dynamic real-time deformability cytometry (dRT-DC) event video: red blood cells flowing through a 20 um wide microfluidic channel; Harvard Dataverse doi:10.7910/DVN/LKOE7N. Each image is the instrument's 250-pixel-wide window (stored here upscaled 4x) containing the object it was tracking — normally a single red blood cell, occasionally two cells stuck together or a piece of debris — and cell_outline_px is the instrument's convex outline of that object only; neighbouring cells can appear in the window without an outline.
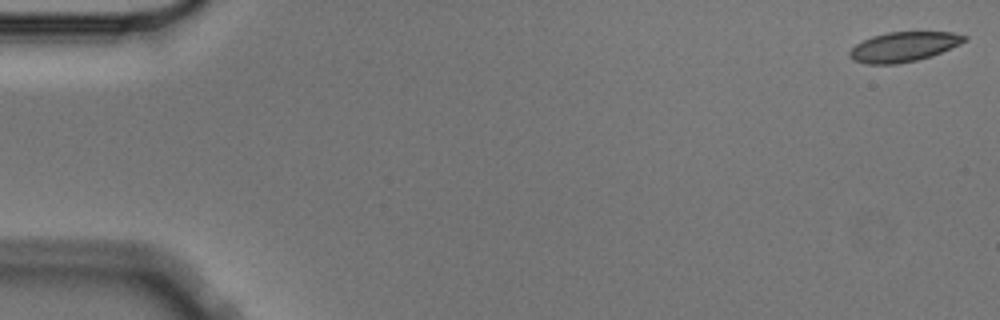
{"species": "Egyptian fruit bat (a non-hibernating species)", "species_latin": "Rousettus aegyptiacus", "temperature_condition": "cold", "stored_images_in_passage": 5, "camera_frame_rate_fps": 3000, "um_per_image_px": 0.085, "animal": {"sex": "male"}, "frame": {"image": 1, "passage_image": 1, "time_ms": 0.0, "image_size_px": [1000, 320], "cell_outline_px": [[968, 40], [960, 44], [932, 56], [916, 60], [896, 64], [868, 64], [852, 60], [848, 56], [848, 52], [856, 44], [872, 36], [888, 32], [952, 32], [968, 36]], "centroid_in_image_um": [76.81, 3.98], "position_along_channel_um": 8.2, "area_um2": 19.94}}
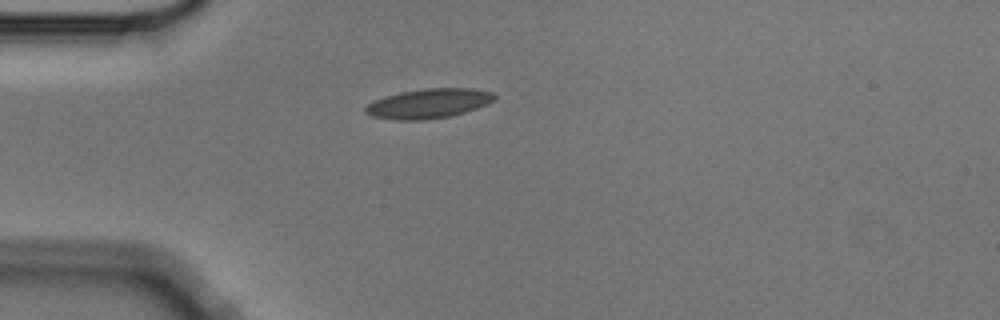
{"frame": {"image": 2, "passage_image": 5, "time_ms": 1.333, "image_size_px": [1000, 320], "cell_outline_px": [[496, 100], [488, 104], [464, 112], [448, 116], [424, 120], [396, 120], [372, 116], [364, 112], [364, 108], [368, 104], [384, 96], [400, 92], [424, 88], [472, 88], [492, 92], [496, 96]], "centroid_in_image_um": [36.44, 8.79], "position_along_channel_um": 48.6, "area_um2": 22.25}}